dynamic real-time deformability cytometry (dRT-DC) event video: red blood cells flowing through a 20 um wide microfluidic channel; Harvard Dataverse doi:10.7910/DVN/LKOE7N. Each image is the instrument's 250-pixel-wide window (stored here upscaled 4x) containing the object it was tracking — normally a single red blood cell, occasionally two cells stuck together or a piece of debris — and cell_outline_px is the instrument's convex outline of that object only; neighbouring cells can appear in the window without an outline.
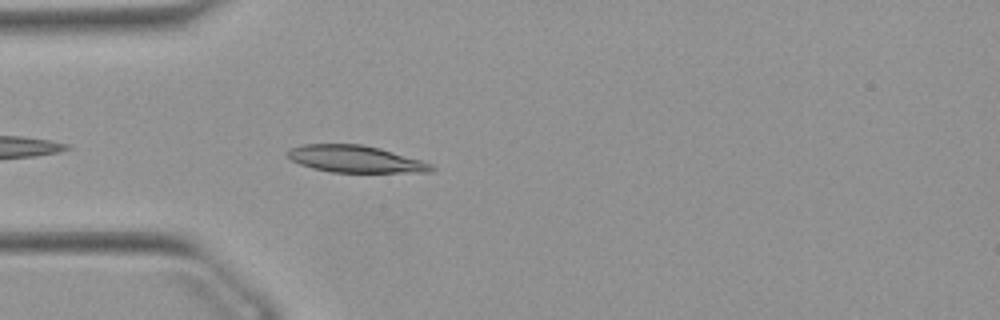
{"species": "Egyptian fruit bat (a non-hibernating species)", "species_latin": "Rousettus aegyptiacus", "temperature_condition": "warm", "stored_images_in_passage": 24, "camera_frame_rate_fps": 3000, "um_per_image_px": 0.085, "animal": {"sex": "female"}, "frame": {"image": 1, "passage_image": 1, "time_ms": 0.0, "image_size_px": [1000, 320], "cell_outline_px": [[436, 168], [432, 172], [332, 172], [312, 168], [300, 164], [284, 156], [284, 152], [288, 148], [300, 144], [364, 144], [380, 148], [420, 160], [432, 164]], "centroid_in_image_um": [30.14, 13.5], "position_along_channel_um": 54.9, "area_um2": 22.83}}
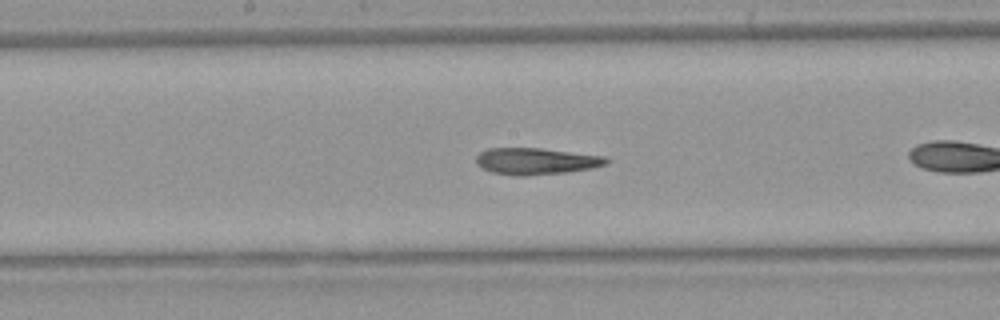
{"frame": {"image": 2, "passage_image": 10, "time_ms": 3.0, "image_size_px": [1000, 320], "cell_outline_px": [[608, 164], [592, 168], [568, 172], [528, 176], [516, 176], [492, 172], [476, 164], [476, 156], [480, 152], [488, 148], [540, 148], [608, 156]], "centroid_in_image_um": [45.6, 13.7], "position_along_channel_um": 202.6, "area_um2": 20.4}}
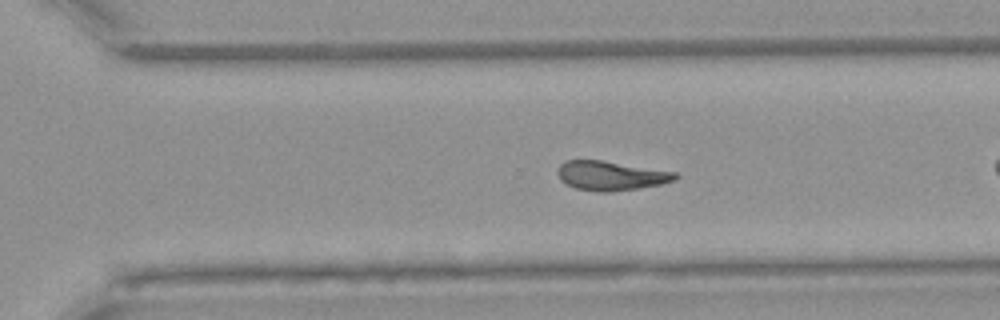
{"frame": {"image": 3, "passage_image": 19, "time_ms": 6.0, "image_size_px": [1000, 320], "cell_outline_px": [[680, 176], [676, 180], [660, 184], [636, 188], [608, 192], [596, 192], [576, 188], [560, 180], [556, 172], [556, 168], [564, 160], [604, 160], [676, 172]], "centroid_in_image_um": [51.9, 14.92], "position_along_channel_um": 318.7, "area_um2": 20.23}}